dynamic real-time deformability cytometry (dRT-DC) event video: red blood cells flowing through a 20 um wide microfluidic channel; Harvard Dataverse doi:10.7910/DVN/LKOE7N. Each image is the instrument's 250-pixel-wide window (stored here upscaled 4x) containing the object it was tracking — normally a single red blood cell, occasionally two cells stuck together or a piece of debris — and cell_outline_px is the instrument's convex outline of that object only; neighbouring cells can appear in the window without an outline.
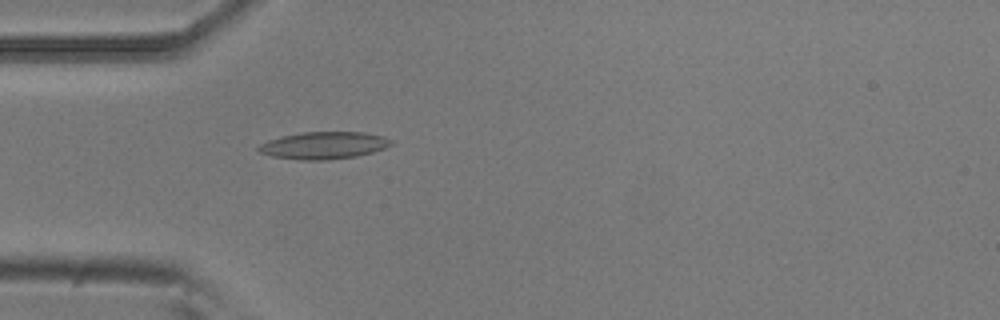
{"species": "common noctule bat (a hibernating species)", "species_latin": "Nyctalus noctula", "temperature_condition": "room temperature", "stored_images_in_passage": 50, "camera_frame_rate_fps": 3000, "um_per_image_px": 0.085, "animal": {"sex": "male", "body_mass_g": 20.5, "forearm_length_mm": 52.5}, "frame": {"image": 1, "passage_image": 16, "time_ms": 5.0, "image_size_px": [1000, 320], "cell_outline_px": [[392, 144], [384, 148], [372, 152], [356, 156], [328, 160], [300, 160], [272, 156], [260, 152], [256, 148], [260, 144], [268, 140], [280, 136], [304, 132], [364, 132], [384, 136], [392, 140]], "centroid_in_image_um": [27.51, 12.35], "position_along_channel_um": 57.5, "area_um2": 21.04}}
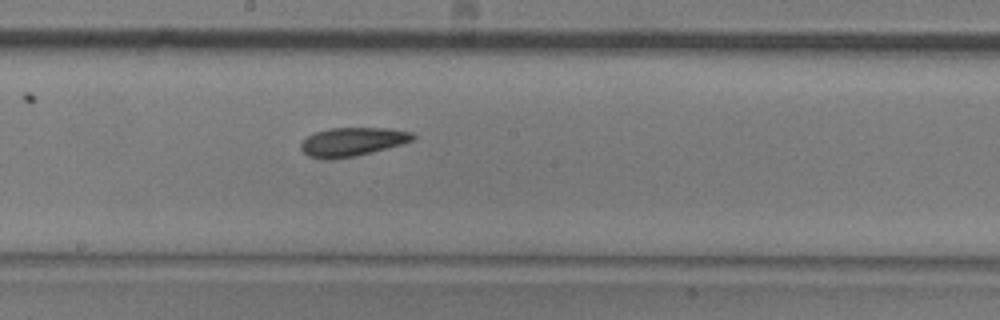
{"frame": {"image": 2, "passage_image": 29, "time_ms": 9.333, "image_size_px": [1000, 320], "cell_outline_px": [[416, 136], [412, 140], [400, 144], [372, 152], [356, 156], [332, 160], [324, 160], [308, 156], [300, 148], [300, 144], [308, 136], [316, 132], [328, 128], [388, 128], [412, 132]], "centroid_in_image_um": [29.91, 12.06], "position_along_channel_um": 218.3, "area_um2": 18.73}}
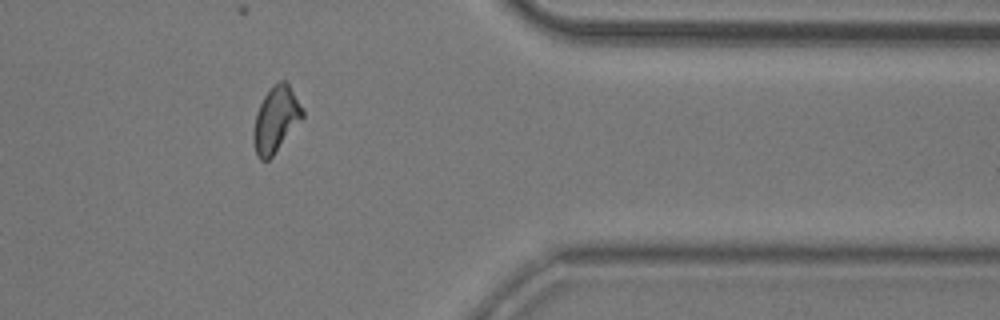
{"frame": {"image": 3, "passage_image": 44, "time_ms": 14.333, "image_size_px": [1000, 320], "cell_outline_px": [[304, 116], [272, 156], [268, 160], [260, 160], [256, 156], [252, 140], [252, 132], [256, 112], [264, 96], [272, 84], [280, 80], [284, 80], [288, 84], [304, 112]], "centroid_in_image_um": [23.4, 10.16], "position_along_channel_um": 388.0, "area_um2": 18.61}}